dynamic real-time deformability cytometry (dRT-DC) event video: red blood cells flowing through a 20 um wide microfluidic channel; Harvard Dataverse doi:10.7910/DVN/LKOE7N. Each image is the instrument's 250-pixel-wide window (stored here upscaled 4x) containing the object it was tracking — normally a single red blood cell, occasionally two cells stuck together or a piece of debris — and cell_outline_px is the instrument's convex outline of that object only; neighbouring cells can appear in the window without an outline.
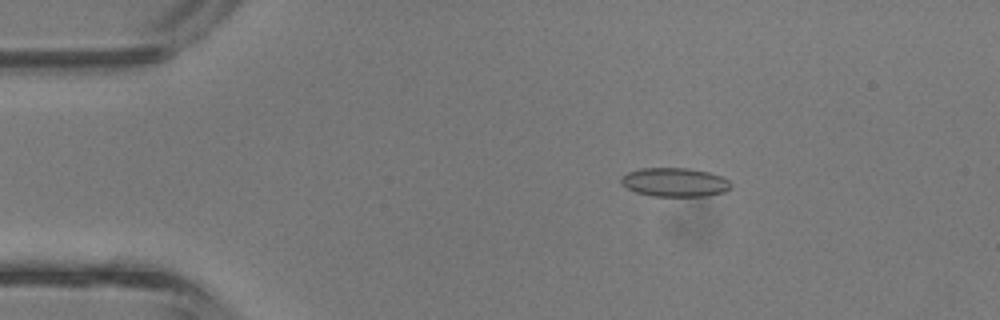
{"species": "common noctule bat (a hibernating species)", "species_latin": "Nyctalus noctula", "temperature_condition": "room temperature", "stored_images_in_passage": 3, "camera_frame_rate_fps": 3000, "um_per_image_px": 0.085, "animal": {"sex": "male", "body_mass_g": 13.3}, "frame": {"image": 1, "passage_image": 2, "time_ms": 0.333, "image_size_px": [1000, 320], "cell_outline_px": [[732, 188], [724, 192], [704, 196], [652, 196], [636, 192], [620, 184], [620, 176], [628, 172], [640, 168], [688, 168], [708, 172], [720, 176], [728, 180], [732, 184]], "centroid_in_image_um": [57.33, 15.49], "position_along_channel_um": 27.7, "area_um2": 18.55}}